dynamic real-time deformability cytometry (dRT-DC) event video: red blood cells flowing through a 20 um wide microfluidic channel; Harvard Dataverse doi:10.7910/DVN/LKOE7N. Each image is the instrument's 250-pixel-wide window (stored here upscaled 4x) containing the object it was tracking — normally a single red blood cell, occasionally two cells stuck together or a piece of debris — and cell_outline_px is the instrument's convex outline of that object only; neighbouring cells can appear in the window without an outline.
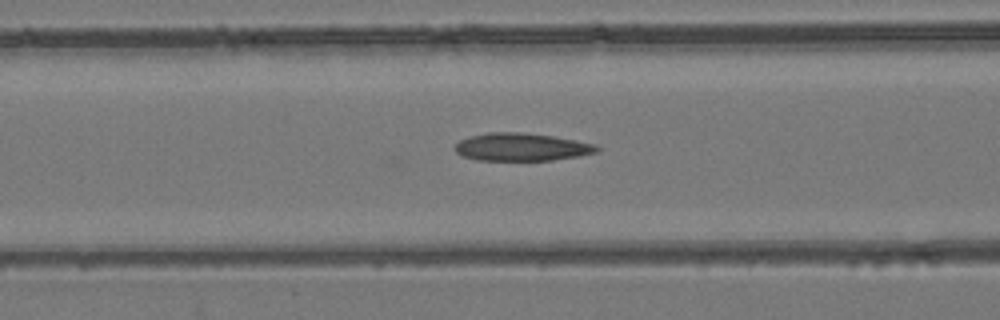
{"species": "common noctule bat (a hibernating species)", "species_latin": "Nyctalus noctula", "temperature_condition": "room temperature", "stored_images_in_passage": 34, "camera_frame_rate_fps": 3000, "um_per_image_px": 0.085, "animal": {"sex": "female", "body_mass_g": 24.6, "forearm_length_mm": 56.2}, "frame": {"image": 1, "passage_image": 6, "time_ms": 1.667, "image_size_px": [1000, 320], "cell_outline_px": [[600, 148], [596, 152], [580, 156], [552, 160], [476, 160], [464, 156], [456, 152], [456, 144], [460, 140], [472, 136], [488, 132], [524, 132], [552, 136], [576, 140], [596, 144]], "centroid_in_image_um": [44.36, 12.49], "position_along_channel_um": 122.2, "area_um2": 22.89}}
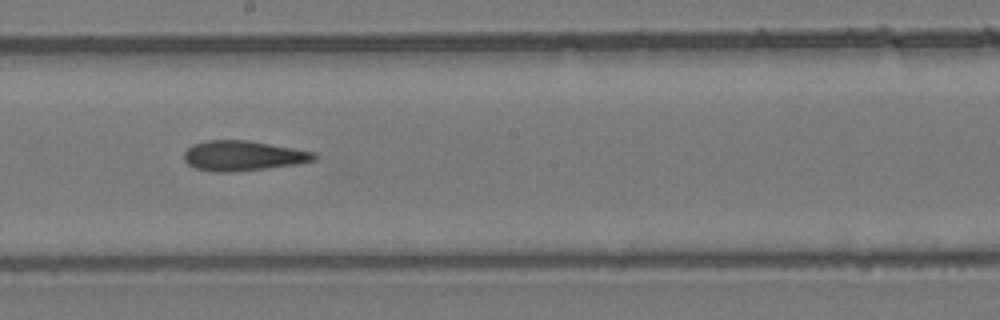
{"frame": {"image": 2, "passage_image": 14, "time_ms": 4.333, "image_size_px": [1000, 320], "cell_outline_px": [[320, 156], [316, 160], [300, 164], [228, 172], [212, 172], [196, 168], [188, 164], [184, 160], [184, 152], [192, 144], [204, 140], [248, 140], [316, 152]], "centroid_in_image_um": [20.68, 13.23], "position_along_channel_um": 227.5, "area_um2": 22.95}}
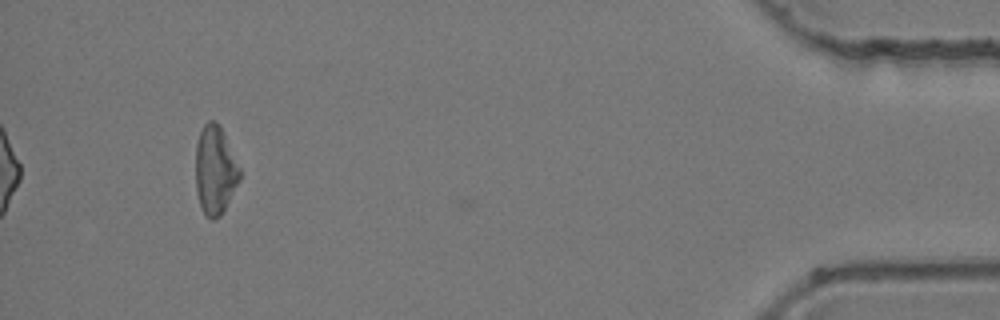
{"frame": {"image": 3, "passage_image": 34, "time_ms": 11.0, "image_size_px": [1000, 320], "cell_outline_px": [[240, 180], [224, 212], [220, 216], [212, 220], [204, 216], [196, 192], [196, 144], [200, 132], [204, 124], [208, 120], [216, 120], [240, 168]], "centroid_in_image_um": [18.27, 14.52], "position_along_channel_um": 416.9, "area_um2": 22.72}, "authors_computed_cell_mechanics": {"area_um2": 22.831, "velocity_mm_per_s": 3.9501, "shape_relaxation_time_tau1_ms": null, "shape_relaxation_time_tau2_ms": 7.624, "deformation_change_tau1": null, "deformation_change_tau2": 0.2025}}